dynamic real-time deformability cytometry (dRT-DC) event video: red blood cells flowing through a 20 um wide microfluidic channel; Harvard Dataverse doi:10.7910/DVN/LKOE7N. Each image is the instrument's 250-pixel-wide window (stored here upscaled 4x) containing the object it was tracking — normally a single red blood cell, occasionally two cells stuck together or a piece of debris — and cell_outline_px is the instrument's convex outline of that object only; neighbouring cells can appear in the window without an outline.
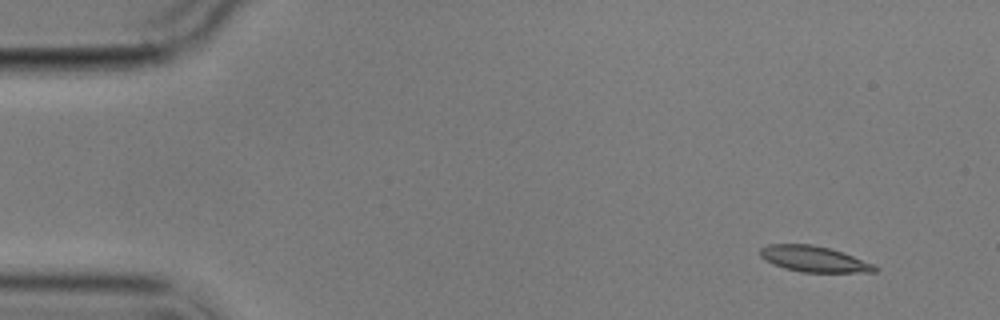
{"species": "common noctule bat (a hibernating species)", "species_latin": "Nyctalus noctula", "temperature_condition": "cold", "stored_images_in_passage": 5, "camera_frame_rate_fps": 3000, "um_per_image_px": 0.085, "animal": {"sex": "male", "body_mass_g": 17.9}, "frame": {"image": 1, "passage_image": 1, "time_ms": 0.0, "image_size_px": [1000, 320], "cell_outline_px": [[880, 268], [876, 272], [800, 272], [784, 268], [772, 264], [764, 260], [760, 256], [760, 248], [768, 244], [812, 244], [844, 252], [872, 264]], "centroid_in_image_um": [69.16, 22.01], "position_along_channel_um": 15.8, "area_um2": 17.34}}
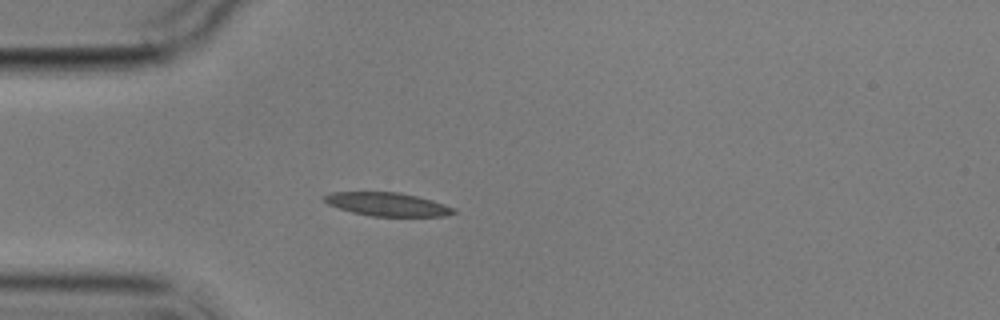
{"frame": {"image": 2, "passage_image": 4, "time_ms": 3.667, "image_size_px": [1000, 320], "cell_outline_px": [[456, 212], [444, 216], [372, 216], [352, 212], [328, 204], [320, 196], [332, 192], [400, 192], [432, 200], [456, 208]], "centroid_in_image_um": [32.92, 17.36], "position_along_channel_um": 52.1, "area_um2": 17.63}}